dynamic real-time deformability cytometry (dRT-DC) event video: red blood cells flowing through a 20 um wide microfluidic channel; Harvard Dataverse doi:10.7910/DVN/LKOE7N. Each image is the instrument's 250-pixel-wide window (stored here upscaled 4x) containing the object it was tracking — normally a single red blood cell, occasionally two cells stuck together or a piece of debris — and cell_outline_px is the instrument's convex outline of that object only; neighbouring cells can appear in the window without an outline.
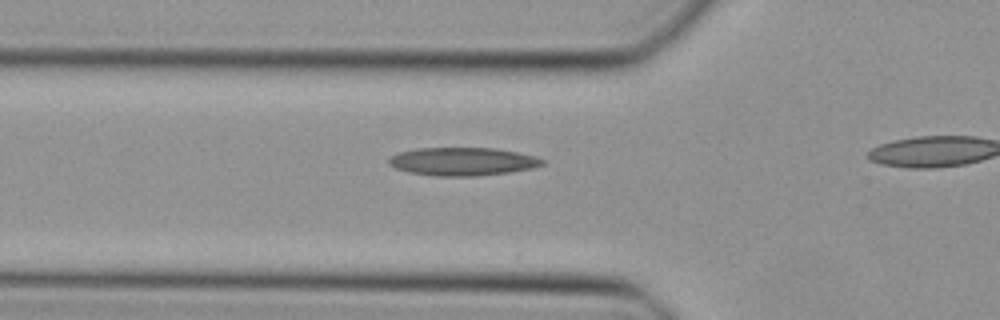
{"species": "Egyptian fruit bat (a non-hibernating species)", "species_latin": "Rousettus aegyptiacus", "temperature_condition": "cold", "stored_images_in_passage": 15, "camera_frame_rate_fps": 3000, "um_per_image_px": 0.085, "animal": {"sex": "female"}, "frame": {"image": 1, "passage_image": 2, "time_ms": 0.333, "image_size_px": [1000, 320], "cell_outline_px": [[544, 164], [532, 168], [508, 172], [476, 176], [436, 176], [408, 172], [396, 168], [388, 164], [388, 156], [396, 152], [416, 148], [496, 148], [536, 156], [544, 160]], "centroid_in_image_um": [39.26, 13.72], "position_along_channel_um": 86.5, "area_um2": 25.32}}
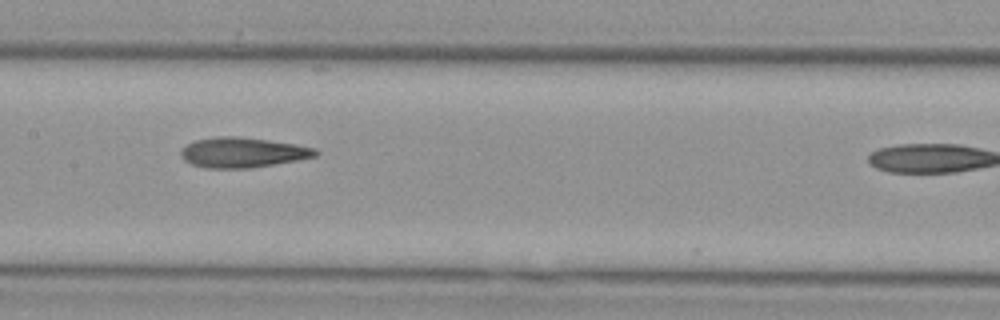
{"frame": {"image": 2, "passage_image": 9, "time_ms": 2.667, "image_size_px": [1000, 320], "cell_outline_px": [[320, 152], [316, 156], [296, 160], [248, 168], [204, 168], [192, 164], [184, 160], [180, 156], [180, 152], [188, 144], [196, 140], [216, 136], [240, 136], [296, 144], [316, 148]], "centroid_in_image_um": [20.62, 12.95], "position_along_channel_um": 186.8, "area_um2": 23.52}}
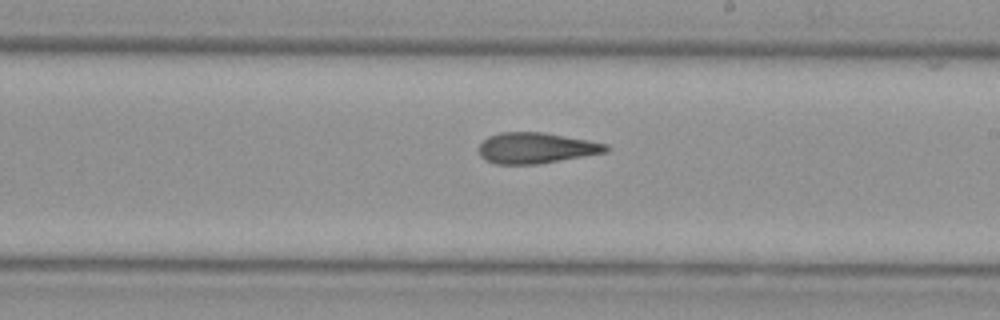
{"frame": {"image": 3, "passage_image": 13, "time_ms": 4.0, "image_size_px": [1000, 320], "cell_outline_px": [[612, 148], [608, 152], [540, 164], [496, 164], [484, 160], [480, 156], [476, 148], [488, 136], [500, 132], [544, 132], [588, 140], [608, 144]], "centroid_in_image_um": [45.57, 12.58], "position_along_channel_um": 243.4, "area_um2": 23.24}}